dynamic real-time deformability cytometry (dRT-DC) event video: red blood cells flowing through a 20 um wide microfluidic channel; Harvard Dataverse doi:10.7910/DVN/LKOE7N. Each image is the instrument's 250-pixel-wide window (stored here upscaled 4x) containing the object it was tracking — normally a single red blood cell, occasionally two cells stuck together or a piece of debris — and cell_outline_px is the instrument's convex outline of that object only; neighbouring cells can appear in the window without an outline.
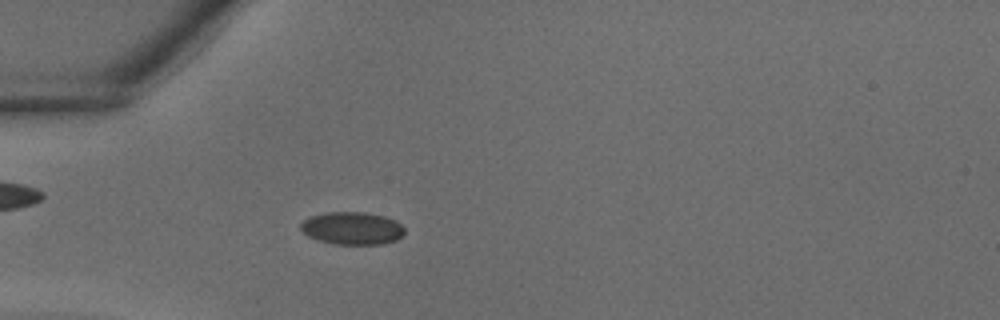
{"species": "common noctule bat (a hibernating species)", "species_latin": "Nyctalus noctula", "temperature_condition": "warm", "stored_images_in_passage": 36, "camera_frame_rate_fps": 3000, "um_per_image_px": 0.085, "animal": {"sex": "male", "body_mass_g": 18.8}, "frame": {"image": 1, "passage_image": 10, "time_ms": 3.0, "image_size_px": [1000, 320], "cell_outline_px": [[404, 232], [396, 240], [384, 244], [336, 244], [316, 240], [308, 236], [300, 228], [300, 224], [304, 220], [312, 216], [324, 212], [364, 212], [384, 216], [396, 220], [404, 228]], "centroid_in_image_um": [29.93, 19.4], "position_along_channel_um": 55.1, "area_um2": 19.77}}
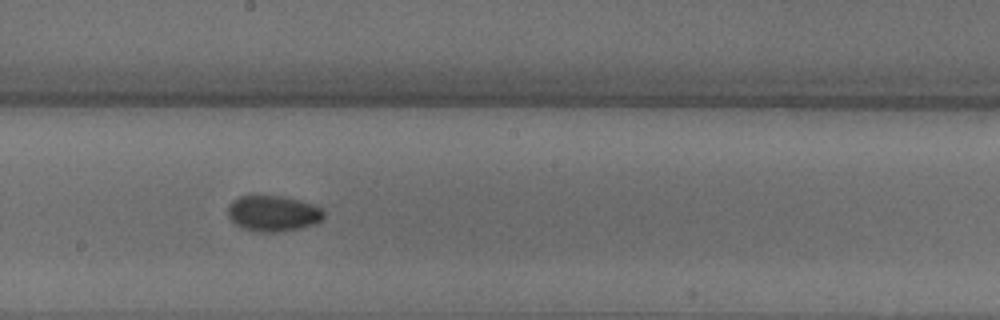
{"frame": {"image": 2, "passage_image": 20, "time_ms": 6.333, "image_size_px": [1000, 320], "cell_outline_px": [[324, 216], [320, 220], [312, 224], [300, 228], [276, 232], [260, 232], [244, 228], [236, 224], [228, 216], [228, 204], [232, 200], [240, 196], [280, 196], [312, 204], [324, 208]], "centroid_in_image_um": [23.2, 18.14], "position_along_channel_um": 225.0, "area_um2": 19.77}}
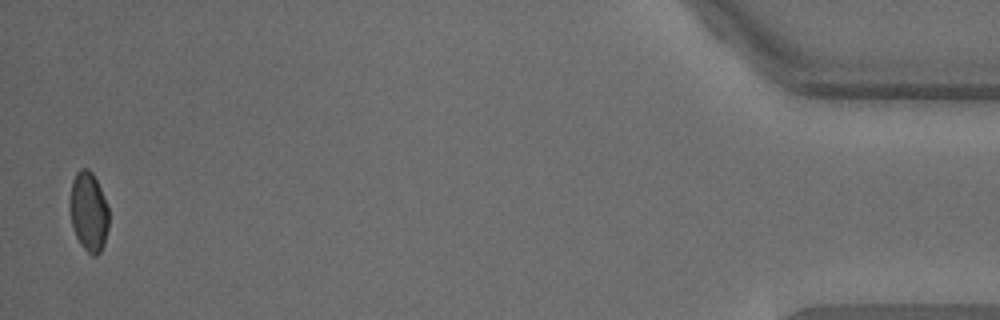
{"frame": {"image": 3, "passage_image": 36, "time_ms": 11.667, "image_size_px": [1000, 320], "cell_outline_px": [[108, 228], [104, 244], [100, 252], [96, 256], [92, 256], [80, 244], [76, 236], [72, 224], [68, 208], [68, 200], [72, 180], [76, 172], [80, 168], [88, 168], [92, 172], [100, 188], [108, 208]], "centroid_in_image_um": [7.5, 17.98], "position_along_channel_um": 427.7, "area_um2": 18.26}}